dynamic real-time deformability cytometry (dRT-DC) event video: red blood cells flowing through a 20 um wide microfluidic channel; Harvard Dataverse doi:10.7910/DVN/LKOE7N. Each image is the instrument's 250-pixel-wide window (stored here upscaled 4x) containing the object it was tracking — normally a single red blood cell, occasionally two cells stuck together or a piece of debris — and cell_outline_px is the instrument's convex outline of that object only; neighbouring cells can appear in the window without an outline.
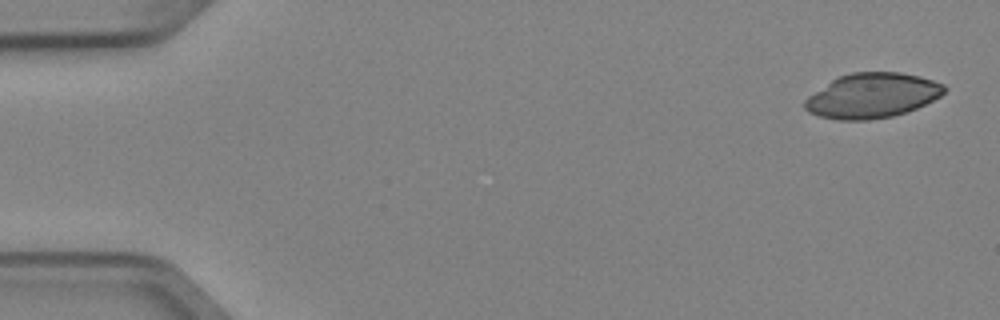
{"species": "Egyptian fruit bat (a non-hibernating species)", "species_latin": "Rousettus aegyptiacus", "temperature_condition": "cold", "stored_images_in_passage": 7, "camera_frame_rate_fps": 3000, "um_per_image_px": 0.085, "animal": {"sex": "female"}, "frame": {"image": 1, "passage_image": 1, "time_ms": 0.0, "image_size_px": [1000, 320], "cell_outline_px": [[948, 88], [940, 96], [916, 108], [892, 116], [868, 120], [840, 120], [820, 116], [808, 112], [804, 108], [804, 100], [808, 96], [832, 80], [840, 76], [852, 72], [900, 72], [920, 76], [944, 84]], "centroid_in_image_um": [74.13, 8.12], "position_along_channel_um": 10.9, "area_um2": 36.24}}